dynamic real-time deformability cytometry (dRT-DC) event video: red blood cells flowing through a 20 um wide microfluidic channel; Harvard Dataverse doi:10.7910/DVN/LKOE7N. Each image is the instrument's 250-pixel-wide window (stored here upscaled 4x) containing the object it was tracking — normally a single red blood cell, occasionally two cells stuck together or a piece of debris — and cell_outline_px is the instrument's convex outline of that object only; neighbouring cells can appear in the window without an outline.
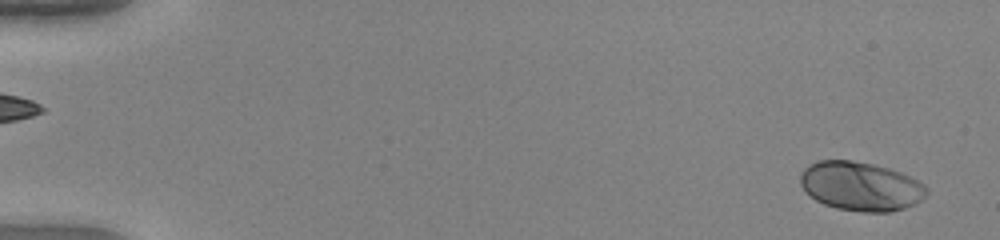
{"species": "human", "species_latin": "Homo sapiens", "temperature_condition": "warm", "stored_images_in_passage": 49, "camera_frame_rate_fps": 3000, "um_per_image_px": 0.085, "donor": {"sex": "female"}, "frame": {"image": 1, "passage_image": 2, "time_ms": 0.333, "image_size_px": [1000, 240], "cell_outline_px": [[928, 192], [916, 204], [892, 212], [864, 212], [836, 208], [824, 204], [816, 200], [804, 192], [800, 184], [800, 172], [808, 164], [816, 160], [852, 160], [872, 164], [888, 168], [900, 172], [924, 184], [928, 188]], "centroid_in_image_um": [73.12, 15.83], "position_along_channel_um": 11.9, "area_um2": 36.3}}
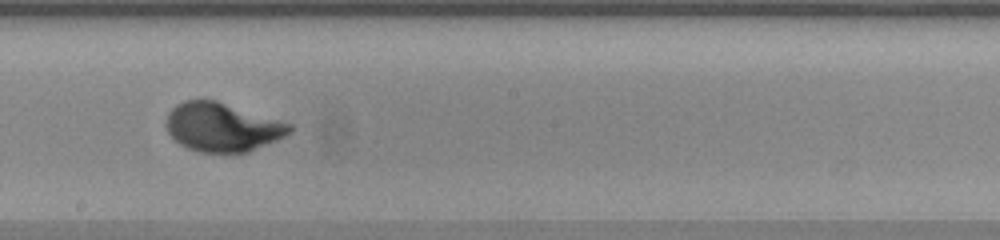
{"frame": {"image": 2, "passage_image": 29, "time_ms": 9.333, "image_size_px": [1000, 240], "cell_outline_px": [[292, 132], [276, 140], [248, 152], [200, 152], [188, 148], [180, 144], [168, 132], [164, 124], [164, 120], [168, 112], [176, 104], [184, 100], [216, 100], [280, 120], [292, 124]], "centroid_in_image_um": [18.86, 10.79], "position_along_channel_um": 229.3, "area_um2": 35.03}}
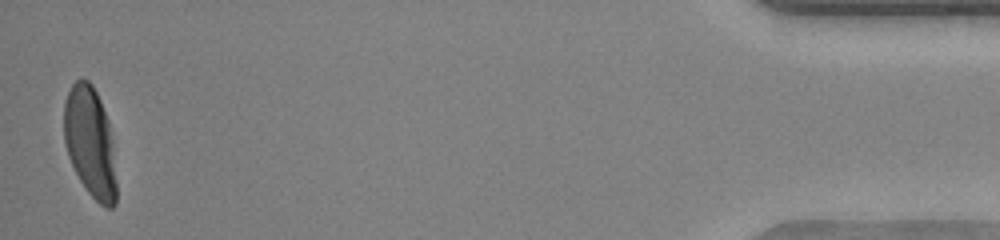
{"frame": {"image": 3, "passage_image": 49, "time_ms": 16.0, "image_size_px": [1000, 240], "cell_outline_px": [[116, 204], [112, 208], [104, 208], [88, 192], [80, 180], [68, 156], [64, 144], [64, 100], [72, 84], [76, 80], [88, 80], [92, 84], [100, 100], [108, 120], [112, 140], [116, 180]], "centroid_in_image_um": [7.66, 12.1], "position_along_channel_um": 427.5, "area_um2": 33.7}, "authors_computed_cell_mechanics": {"area_um2": 34.3332, "velocity_mm_per_s": 4.1827, "shape_relaxation_time_tau1_ms": 2.0247, "shape_relaxation_time_tau2_ms": null, "deformation_change_tau1": 0.1663, "deformation_change_tau2": null}}